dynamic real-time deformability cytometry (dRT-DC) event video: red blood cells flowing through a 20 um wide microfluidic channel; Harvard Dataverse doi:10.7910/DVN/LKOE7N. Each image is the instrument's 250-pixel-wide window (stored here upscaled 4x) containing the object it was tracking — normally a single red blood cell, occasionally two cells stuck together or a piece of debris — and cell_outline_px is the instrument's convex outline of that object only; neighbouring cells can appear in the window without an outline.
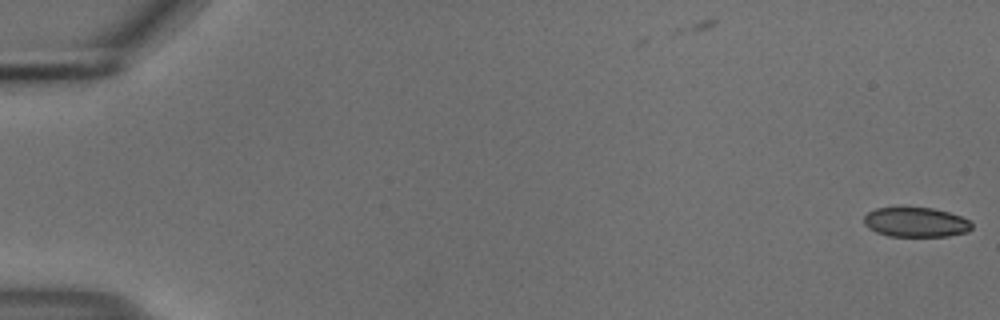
{"species": "common noctule bat (a hibernating species)", "species_latin": "Nyctalus noctula", "temperature_condition": "cold", "stored_images_in_passage": 4, "camera_frame_rate_fps": 3000, "um_per_image_px": 0.085, "animal": {"sex": "male", "body_mass_g": 18.8}, "frame": {"image": 1, "passage_image": 4, "time_ms": 1.0, "image_size_px": [1000, 320], "cell_outline_px": [[972, 228], [968, 232], [948, 236], [888, 236], [876, 232], [868, 228], [864, 224], [864, 216], [868, 212], [876, 208], [932, 208], [948, 212], [960, 216], [968, 220], [972, 224]], "centroid_in_image_um": [77.84, 18.9], "position_along_channel_um": 7.2, "area_um2": 18.55}}